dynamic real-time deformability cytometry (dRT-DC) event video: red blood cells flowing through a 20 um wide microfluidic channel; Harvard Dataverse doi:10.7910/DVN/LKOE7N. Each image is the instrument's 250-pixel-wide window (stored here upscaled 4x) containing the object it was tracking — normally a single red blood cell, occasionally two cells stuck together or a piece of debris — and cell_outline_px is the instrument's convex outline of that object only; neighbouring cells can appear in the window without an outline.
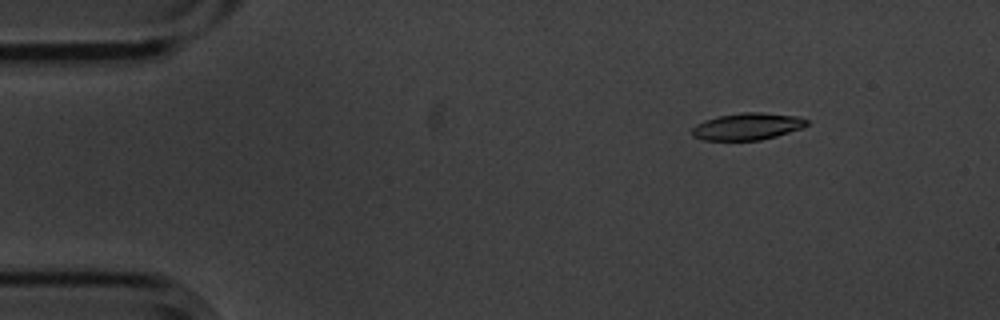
{"species": "common noctule bat (a hibernating species)", "species_latin": "Nyctalus noctula", "temperature_condition": "cold", "stored_images_in_passage": 4, "camera_frame_rate_fps": 3000, "um_per_image_px": 0.085, "animal": {"sex": "male", "body_mass_g": 20.1, "forearm_length_mm": 53.5}, "frame": {"image": 1, "passage_image": 2, "time_ms": 0.333, "image_size_px": [1000, 320], "cell_outline_px": [[808, 124], [800, 128], [776, 136], [760, 140], [704, 140], [692, 136], [692, 128], [696, 124], [704, 120], [716, 116], [744, 112], [760, 112], [796, 116], [808, 120]], "centroid_in_image_um": [63.48, 10.74], "position_along_channel_um": 21.5, "area_um2": 17.92}}